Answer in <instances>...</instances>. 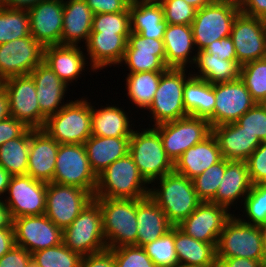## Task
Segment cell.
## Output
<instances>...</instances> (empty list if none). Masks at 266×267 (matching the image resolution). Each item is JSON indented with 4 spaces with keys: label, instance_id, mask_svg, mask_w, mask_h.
<instances>
[{
    "label": "cell",
    "instance_id": "ba28073f",
    "mask_svg": "<svg viewBox=\"0 0 266 267\" xmlns=\"http://www.w3.org/2000/svg\"><path fill=\"white\" fill-rule=\"evenodd\" d=\"M190 76L191 71L188 73L187 68H167L161 74L153 102L147 109L150 114L148 117L151 118L149 121L154 123L152 126L188 116L184 107L183 89Z\"/></svg>",
    "mask_w": 266,
    "mask_h": 267
},
{
    "label": "cell",
    "instance_id": "4316f807",
    "mask_svg": "<svg viewBox=\"0 0 266 267\" xmlns=\"http://www.w3.org/2000/svg\"><path fill=\"white\" fill-rule=\"evenodd\" d=\"M212 134L226 160L246 161L262 143L257 136L243 130L236 122L215 126Z\"/></svg>",
    "mask_w": 266,
    "mask_h": 267
},
{
    "label": "cell",
    "instance_id": "5b68a950",
    "mask_svg": "<svg viewBox=\"0 0 266 267\" xmlns=\"http://www.w3.org/2000/svg\"><path fill=\"white\" fill-rule=\"evenodd\" d=\"M234 213L219 235L217 259L239 257L266 261V249L258 226L242 222Z\"/></svg>",
    "mask_w": 266,
    "mask_h": 267
},
{
    "label": "cell",
    "instance_id": "c3c4849f",
    "mask_svg": "<svg viewBox=\"0 0 266 267\" xmlns=\"http://www.w3.org/2000/svg\"><path fill=\"white\" fill-rule=\"evenodd\" d=\"M164 12V20L173 25H191L197 9L184 0H160Z\"/></svg>",
    "mask_w": 266,
    "mask_h": 267
},
{
    "label": "cell",
    "instance_id": "5bb4252c",
    "mask_svg": "<svg viewBox=\"0 0 266 267\" xmlns=\"http://www.w3.org/2000/svg\"><path fill=\"white\" fill-rule=\"evenodd\" d=\"M46 191V182L27 174L12 176L4 198L12 219L45 214Z\"/></svg>",
    "mask_w": 266,
    "mask_h": 267
},
{
    "label": "cell",
    "instance_id": "30bf717a",
    "mask_svg": "<svg viewBox=\"0 0 266 267\" xmlns=\"http://www.w3.org/2000/svg\"><path fill=\"white\" fill-rule=\"evenodd\" d=\"M154 127L158 130L163 148L173 163L190 147L212 133L208 119L189 115Z\"/></svg>",
    "mask_w": 266,
    "mask_h": 267
},
{
    "label": "cell",
    "instance_id": "7402d4cb",
    "mask_svg": "<svg viewBox=\"0 0 266 267\" xmlns=\"http://www.w3.org/2000/svg\"><path fill=\"white\" fill-rule=\"evenodd\" d=\"M130 34L91 32L84 49L89 66L97 73L105 67H119Z\"/></svg>",
    "mask_w": 266,
    "mask_h": 267
},
{
    "label": "cell",
    "instance_id": "be15d7a7",
    "mask_svg": "<svg viewBox=\"0 0 266 267\" xmlns=\"http://www.w3.org/2000/svg\"><path fill=\"white\" fill-rule=\"evenodd\" d=\"M10 107H9V98L8 94L0 85V121L10 117Z\"/></svg>",
    "mask_w": 266,
    "mask_h": 267
},
{
    "label": "cell",
    "instance_id": "bcb514c9",
    "mask_svg": "<svg viewBox=\"0 0 266 267\" xmlns=\"http://www.w3.org/2000/svg\"><path fill=\"white\" fill-rule=\"evenodd\" d=\"M91 32L130 34L129 11L94 14Z\"/></svg>",
    "mask_w": 266,
    "mask_h": 267
},
{
    "label": "cell",
    "instance_id": "94428289",
    "mask_svg": "<svg viewBox=\"0 0 266 267\" xmlns=\"http://www.w3.org/2000/svg\"><path fill=\"white\" fill-rule=\"evenodd\" d=\"M43 0H4L1 6L15 9L29 10Z\"/></svg>",
    "mask_w": 266,
    "mask_h": 267
},
{
    "label": "cell",
    "instance_id": "a7ac6f4b",
    "mask_svg": "<svg viewBox=\"0 0 266 267\" xmlns=\"http://www.w3.org/2000/svg\"><path fill=\"white\" fill-rule=\"evenodd\" d=\"M179 267H218V266H217V263H213V264L204 265V266L188 265V266H179Z\"/></svg>",
    "mask_w": 266,
    "mask_h": 267
},
{
    "label": "cell",
    "instance_id": "e575fe53",
    "mask_svg": "<svg viewBox=\"0 0 266 267\" xmlns=\"http://www.w3.org/2000/svg\"><path fill=\"white\" fill-rule=\"evenodd\" d=\"M192 69L194 71L197 69V72L191 70L192 76L215 84L240 79L241 65L238 61L225 60L224 57H213V55L200 50L196 53Z\"/></svg>",
    "mask_w": 266,
    "mask_h": 267
},
{
    "label": "cell",
    "instance_id": "4dcf8cb0",
    "mask_svg": "<svg viewBox=\"0 0 266 267\" xmlns=\"http://www.w3.org/2000/svg\"><path fill=\"white\" fill-rule=\"evenodd\" d=\"M94 13L85 0H64L61 45L87 43L92 31Z\"/></svg>",
    "mask_w": 266,
    "mask_h": 267
},
{
    "label": "cell",
    "instance_id": "d4e9b609",
    "mask_svg": "<svg viewBox=\"0 0 266 267\" xmlns=\"http://www.w3.org/2000/svg\"><path fill=\"white\" fill-rule=\"evenodd\" d=\"M30 75L36 86V97L40 111L46 117L56 114L70 101H64L65 93L68 92V85L44 62L35 67Z\"/></svg>",
    "mask_w": 266,
    "mask_h": 267
},
{
    "label": "cell",
    "instance_id": "9a60e30c",
    "mask_svg": "<svg viewBox=\"0 0 266 267\" xmlns=\"http://www.w3.org/2000/svg\"><path fill=\"white\" fill-rule=\"evenodd\" d=\"M44 46L31 35L0 45V82L29 75L43 62Z\"/></svg>",
    "mask_w": 266,
    "mask_h": 267
},
{
    "label": "cell",
    "instance_id": "277c9868",
    "mask_svg": "<svg viewBox=\"0 0 266 267\" xmlns=\"http://www.w3.org/2000/svg\"><path fill=\"white\" fill-rule=\"evenodd\" d=\"M87 99L69 101L46 118L42 129L59 144H84L92 135L91 102Z\"/></svg>",
    "mask_w": 266,
    "mask_h": 267
},
{
    "label": "cell",
    "instance_id": "6da1fadb",
    "mask_svg": "<svg viewBox=\"0 0 266 267\" xmlns=\"http://www.w3.org/2000/svg\"><path fill=\"white\" fill-rule=\"evenodd\" d=\"M153 183L155 184H151L149 196L174 226L189 217L202 203L194 190L192 180L175 171Z\"/></svg>",
    "mask_w": 266,
    "mask_h": 267
},
{
    "label": "cell",
    "instance_id": "83f0119b",
    "mask_svg": "<svg viewBox=\"0 0 266 267\" xmlns=\"http://www.w3.org/2000/svg\"><path fill=\"white\" fill-rule=\"evenodd\" d=\"M163 42L165 64L168 68H192L197 49L191 25L168 24Z\"/></svg>",
    "mask_w": 266,
    "mask_h": 267
},
{
    "label": "cell",
    "instance_id": "816d5d0a",
    "mask_svg": "<svg viewBox=\"0 0 266 267\" xmlns=\"http://www.w3.org/2000/svg\"><path fill=\"white\" fill-rule=\"evenodd\" d=\"M0 267H32V255L26 249L14 245L0 258Z\"/></svg>",
    "mask_w": 266,
    "mask_h": 267
},
{
    "label": "cell",
    "instance_id": "7dc6e473",
    "mask_svg": "<svg viewBox=\"0 0 266 267\" xmlns=\"http://www.w3.org/2000/svg\"><path fill=\"white\" fill-rule=\"evenodd\" d=\"M111 250L114 253L115 267H156L143 247L123 245Z\"/></svg>",
    "mask_w": 266,
    "mask_h": 267
},
{
    "label": "cell",
    "instance_id": "7a4b0ae2",
    "mask_svg": "<svg viewBox=\"0 0 266 267\" xmlns=\"http://www.w3.org/2000/svg\"><path fill=\"white\" fill-rule=\"evenodd\" d=\"M150 185L141 176L128 153L97 176L94 198L142 199L149 196Z\"/></svg>",
    "mask_w": 266,
    "mask_h": 267
},
{
    "label": "cell",
    "instance_id": "03108f58",
    "mask_svg": "<svg viewBox=\"0 0 266 267\" xmlns=\"http://www.w3.org/2000/svg\"><path fill=\"white\" fill-rule=\"evenodd\" d=\"M184 1L198 10L210 4L213 0H184Z\"/></svg>",
    "mask_w": 266,
    "mask_h": 267
},
{
    "label": "cell",
    "instance_id": "d6986e66",
    "mask_svg": "<svg viewBox=\"0 0 266 267\" xmlns=\"http://www.w3.org/2000/svg\"><path fill=\"white\" fill-rule=\"evenodd\" d=\"M232 216V212L224 206L211 202H202L177 227L196 240L217 246L219 235Z\"/></svg>",
    "mask_w": 266,
    "mask_h": 267
},
{
    "label": "cell",
    "instance_id": "603a6c76",
    "mask_svg": "<svg viewBox=\"0 0 266 267\" xmlns=\"http://www.w3.org/2000/svg\"><path fill=\"white\" fill-rule=\"evenodd\" d=\"M59 143L43 129L30 128L27 175L46 183L53 182Z\"/></svg>",
    "mask_w": 266,
    "mask_h": 267
},
{
    "label": "cell",
    "instance_id": "cb8c5ba5",
    "mask_svg": "<svg viewBox=\"0 0 266 267\" xmlns=\"http://www.w3.org/2000/svg\"><path fill=\"white\" fill-rule=\"evenodd\" d=\"M81 45H49L44 47L43 62L47 64L57 76L68 86L71 83L77 82L81 74L90 68L92 72H95L89 66L86 53L83 52Z\"/></svg>",
    "mask_w": 266,
    "mask_h": 267
},
{
    "label": "cell",
    "instance_id": "ffe728a7",
    "mask_svg": "<svg viewBox=\"0 0 266 267\" xmlns=\"http://www.w3.org/2000/svg\"><path fill=\"white\" fill-rule=\"evenodd\" d=\"M129 73L146 71H165V49L163 39L144 38L138 33L130 32L123 64Z\"/></svg>",
    "mask_w": 266,
    "mask_h": 267
},
{
    "label": "cell",
    "instance_id": "11a10c76",
    "mask_svg": "<svg viewBox=\"0 0 266 267\" xmlns=\"http://www.w3.org/2000/svg\"><path fill=\"white\" fill-rule=\"evenodd\" d=\"M28 127L12 116L0 121V146L20 137Z\"/></svg>",
    "mask_w": 266,
    "mask_h": 267
},
{
    "label": "cell",
    "instance_id": "8d00e7d4",
    "mask_svg": "<svg viewBox=\"0 0 266 267\" xmlns=\"http://www.w3.org/2000/svg\"><path fill=\"white\" fill-rule=\"evenodd\" d=\"M214 84L195 76H190L183 89V101L189 116L208 119L214 113Z\"/></svg>",
    "mask_w": 266,
    "mask_h": 267
},
{
    "label": "cell",
    "instance_id": "60d3db41",
    "mask_svg": "<svg viewBox=\"0 0 266 267\" xmlns=\"http://www.w3.org/2000/svg\"><path fill=\"white\" fill-rule=\"evenodd\" d=\"M32 267H79L82 257L63 243L33 252Z\"/></svg>",
    "mask_w": 266,
    "mask_h": 267
},
{
    "label": "cell",
    "instance_id": "d590c367",
    "mask_svg": "<svg viewBox=\"0 0 266 267\" xmlns=\"http://www.w3.org/2000/svg\"><path fill=\"white\" fill-rule=\"evenodd\" d=\"M175 252L179 266H204L216 263V246L196 240L174 226Z\"/></svg>",
    "mask_w": 266,
    "mask_h": 267
},
{
    "label": "cell",
    "instance_id": "ab89813d",
    "mask_svg": "<svg viewBox=\"0 0 266 267\" xmlns=\"http://www.w3.org/2000/svg\"><path fill=\"white\" fill-rule=\"evenodd\" d=\"M28 35H31L28 11L0 6V45Z\"/></svg>",
    "mask_w": 266,
    "mask_h": 267
},
{
    "label": "cell",
    "instance_id": "f907efd6",
    "mask_svg": "<svg viewBox=\"0 0 266 267\" xmlns=\"http://www.w3.org/2000/svg\"><path fill=\"white\" fill-rule=\"evenodd\" d=\"M246 162L252 184H266V142H262Z\"/></svg>",
    "mask_w": 266,
    "mask_h": 267
},
{
    "label": "cell",
    "instance_id": "484cf974",
    "mask_svg": "<svg viewBox=\"0 0 266 267\" xmlns=\"http://www.w3.org/2000/svg\"><path fill=\"white\" fill-rule=\"evenodd\" d=\"M253 187L246 161L226 160L223 179L211 203L224 206L229 211L238 202L242 203ZM238 201V202H237Z\"/></svg>",
    "mask_w": 266,
    "mask_h": 267
},
{
    "label": "cell",
    "instance_id": "f5cc1de1",
    "mask_svg": "<svg viewBox=\"0 0 266 267\" xmlns=\"http://www.w3.org/2000/svg\"><path fill=\"white\" fill-rule=\"evenodd\" d=\"M132 0H85L94 14L129 11Z\"/></svg>",
    "mask_w": 266,
    "mask_h": 267
},
{
    "label": "cell",
    "instance_id": "6f0895ef",
    "mask_svg": "<svg viewBox=\"0 0 266 267\" xmlns=\"http://www.w3.org/2000/svg\"><path fill=\"white\" fill-rule=\"evenodd\" d=\"M242 13L260 19H266V0H239Z\"/></svg>",
    "mask_w": 266,
    "mask_h": 267
},
{
    "label": "cell",
    "instance_id": "d6a6232c",
    "mask_svg": "<svg viewBox=\"0 0 266 267\" xmlns=\"http://www.w3.org/2000/svg\"><path fill=\"white\" fill-rule=\"evenodd\" d=\"M96 108L92 103V135L114 138L131 137L136 125L134 122L132 123L133 120L129 119L128 113L122 107L119 108L117 105H109L108 103L106 106H100V109L99 107Z\"/></svg>",
    "mask_w": 266,
    "mask_h": 267
},
{
    "label": "cell",
    "instance_id": "836d02e7",
    "mask_svg": "<svg viewBox=\"0 0 266 267\" xmlns=\"http://www.w3.org/2000/svg\"><path fill=\"white\" fill-rule=\"evenodd\" d=\"M130 137H99L91 135L84 143L92 171L98 176L116 160L129 153Z\"/></svg>",
    "mask_w": 266,
    "mask_h": 267
},
{
    "label": "cell",
    "instance_id": "91938a15",
    "mask_svg": "<svg viewBox=\"0 0 266 267\" xmlns=\"http://www.w3.org/2000/svg\"><path fill=\"white\" fill-rule=\"evenodd\" d=\"M15 245L14 228L0 229V258Z\"/></svg>",
    "mask_w": 266,
    "mask_h": 267
},
{
    "label": "cell",
    "instance_id": "b9f144b4",
    "mask_svg": "<svg viewBox=\"0 0 266 267\" xmlns=\"http://www.w3.org/2000/svg\"><path fill=\"white\" fill-rule=\"evenodd\" d=\"M240 79L257 103L266 101V58L242 65Z\"/></svg>",
    "mask_w": 266,
    "mask_h": 267
},
{
    "label": "cell",
    "instance_id": "9f6ffc18",
    "mask_svg": "<svg viewBox=\"0 0 266 267\" xmlns=\"http://www.w3.org/2000/svg\"><path fill=\"white\" fill-rule=\"evenodd\" d=\"M79 267H115L114 253L106 248L82 257Z\"/></svg>",
    "mask_w": 266,
    "mask_h": 267
},
{
    "label": "cell",
    "instance_id": "f6af8a7d",
    "mask_svg": "<svg viewBox=\"0 0 266 267\" xmlns=\"http://www.w3.org/2000/svg\"><path fill=\"white\" fill-rule=\"evenodd\" d=\"M226 159L210 166L203 173L192 179L194 190L202 202H210L218 190L219 184L224 177Z\"/></svg>",
    "mask_w": 266,
    "mask_h": 267
},
{
    "label": "cell",
    "instance_id": "e7e4bbea",
    "mask_svg": "<svg viewBox=\"0 0 266 267\" xmlns=\"http://www.w3.org/2000/svg\"><path fill=\"white\" fill-rule=\"evenodd\" d=\"M11 177L12 175L0 166V199L5 198Z\"/></svg>",
    "mask_w": 266,
    "mask_h": 267
},
{
    "label": "cell",
    "instance_id": "8992f818",
    "mask_svg": "<svg viewBox=\"0 0 266 267\" xmlns=\"http://www.w3.org/2000/svg\"><path fill=\"white\" fill-rule=\"evenodd\" d=\"M94 199L102 211L107 248L134 245L137 241L136 199Z\"/></svg>",
    "mask_w": 266,
    "mask_h": 267
},
{
    "label": "cell",
    "instance_id": "9c48e42d",
    "mask_svg": "<svg viewBox=\"0 0 266 267\" xmlns=\"http://www.w3.org/2000/svg\"><path fill=\"white\" fill-rule=\"evenodd\" d=\"M62 243L81 257L107 248L103 234L102 211L95 199L63 229Z\"/></svg>",
    "mask_w": 266,
    "mask_h": 267
},
{
    "label": "cell",
    "instance_id": "680465c9",
    "mask_svg": "<svg viewBox=\"0 0 266 267\" xmlns=\"http://www.w3.org/2000/svg\"><path fill=\"white\" fill-rule=\"evenodd\" d=\"M218 267H264L266 261H254L247 258H227V259H217Z\"/></svg>",
    "mask_w": 266,
    "mask_h": 267
},
{
    "label": "cell",
    "instance_id": "2e32d148",
    "mask_svg": "<svg viewBox=\"0 0 266 267\" xmlns=\"http://www.w3.org/2000/svg\"><path fill=\"white\" fill-rule=\"evenodd\" d=\"M230 37L233 40L238 63L266 58V26L264 19L242 13L237 14Z\"/></svg>",
    "mask_w": 266,
    "mask_h": 267
},
{
    "label": "cell",
    "instance_id": "44dd1931",
    "mask_svg": "<svg viewBox=\"0 0 266 267\" xmlns=\"http://www.w3.org/2000/svg\"><path fill=\"white\" fill-rule=\"evenodd\" d=\"M64 0H43L27 10L31 36L44 47L61 45Z\"/></svg>",
    "mask_w": 266,
    "mask_h": 267
},
{
    "label": "cell",
    "instance_id": "003e7915",
    "mask_svg": "<svg viewBox=\"0 0 266 267\" xmlns=\"http://www.w3.org/2000/svg\"><path fill=\"white\" fill-rule=\"evenodd\" d=\"M258 228L260 230L263 244H264V247L266 249V222L258 225Z\"/></svg>",
    "mask_w": 266,
    "mask_h": 267
},
{
    "label": "cell",
    "instance_id": "1f68e13d",
    "mask_svg": "<svg viewBox=\"0 0 266 267\" xmlns=\"http://www.w3.org/2000/svg\"><path fill=\"white\" fill-rule=\"evenodd\" d=\"M130 30L144 38L163 39L168 23L159 1L132 0L129 5Z\"/></svg>",
    "mask_w": 266,
    "mask_h": 267
},
{
    "label": "cell",
    "instance_id": "681fc988",
    "mask_svg": "<svg viewBox=\"0 0 266 267\" xmlns=\"http://www.w3.org/2000/svg\"><path fill=\"white\" fill-rule=\"evenodd\" d=\"M236 123L243 130L266 142V109L262 103H256Z\"/></svg>",
    "mask_w": 266,
    "mask_h": 267
},
{
    "label": "cell",
    "instance_id": "f35d334b",
    "mask_svg": "<svg viewBox=\"0 0 266 267\" xmlns=\"http://www.w3.org/2000/svg\"><path fill=\"white\" fill-rule=\"evenodd\" d=\"M30 144V128L20 137L9 140L0 146V166L9 174L26 175Z\"/></svg>",
    "mask_w": 266,
    "mask_h": 267
},
{
    "label": "cell",
    "instance_id": "4fadbf2b",
    "mask_svg": "<svg viewBox=\"0 0 266 267\" xmlns=\"http://www.w3.org/2000/svg\"><path fill=\"white\" fill-rule=\"evenodd\" d=\"M94 195L82 188L47 183L45 215L60 229L68 227Z\"/></svg>",
    "mask_w": 266,
    "mask_h": 267
},
{
    "label": "cell",
    "instance_id": "2644e50d",
    "mask_svg": "<svg viewBox=\"0 0 266 267\" xmlns=\"http://www.w3.org/2000/svg\"><path fill=\"white\" fill-rule=\"evenodd\" d=\"M4 0H0V6L3 4Z\"/></svg>",
    "mask_w": 266,
    "mask_h": 267
},
{
    "label": "cell",
    "instance_id": "74e56055",
    "mask_svg": "<svg viewBox=\"0 0 266 267\" xmlns=\"http://www.w3.org/2000/svg\"><path fill=\"white\" fill-rule=\"evenodd\" d=\"M164 71H144L127 73L125 89L128 99L135 108L144 111L152 104L155 92L158 89L161 74Z\"/></svg>",
    "mask_w": 266,
    "mask_h": 267
},
{
    "label": "cell",
    "instance_id": "f546056e",
    "mask_svg": "<svg viewBox=\"0 0 266 267\" xmlns=\"http://www.w3.org/2000/svg\"><path fill=\"white\" fill-rule=\"evenodd\" d=\"M223 159L215 136L211 133L203 141L190 147L174 163V171L190 180Z\"/></svg>",
    "mask_w": 266,
    "mask_h": 267
},
{
    "label": "cell",
    "instance_id": "89a4df30",
    "mask_svg": "<svg viewBox=\"0 0 266 267\" xmlns=\"http://www.w3.org/2000/svg\"><path fill=\"white\" fill-rule=\"evenodd\" d=\"M262 104L264 105V107L266 109V101L262 102Z\"/></svg>",
    "mask_w": 266,
    "mask_h": 267
},
{
    "label": "cell",
    "instance_id": "ee69618b",
    "mask_svg": "<svg viewBox=\"0 0 266 267\" xmlns=\"http://www.w3.org/2000/svg\"><path fill=\"white\" fill-rule=\"evenodd\" d=\"M156 267H179L175 252L174 226L170 231L143 246Z\"/></svg>",
    "mask_w": 266,
    "mask_h": 267
},
{
    "label": "cell",
    "instance_id": "e0dca14e",
    "mask_svg": "<svg viewBox=\"0 0 266 267\" xmlns=\"http://www.w3.org/2000/svg\"><path fill=\"white\" fill-rule=\"evenodd\" d=\"M214 113L208 118L211 127L236 122L257 102L241 79L214 84Z\"/></svg>",
    "mask_w": 266,
    "mask_h": 267
},
{
    "label": "cell",
    "instance_id": "ac0fdd59",
    "mask_svg": "<svg viewBox=\"0 0 266 267\" xmlns=\"http://www.w3.org/2000/svg\"><path fill=\"white\" fill-rule=\"evenodd\" d=\"M15 245L33 253L62 243L63 230L45 214L13 219Z\"/></svg>",
    "mask_w": 266,
    "mask_h": 267
},
{
    "label": "cell",
    "instance_id": "8fae6325",
    "mask_svg": "<svg viewBox=\"0 0 266 267\" xmlns=\"http://www.w3.org/2000/svg\"><path fill=\"white\" fill-rule=\"evenodd\" d=\"M53 182L82 188L94 195L97 176L90 167L84 144H59Z\"/></svg>",
    "mask_w": 266,
    "mask_h": 267
},
{
    "label": "cell",
    "instance_id": "7c38bea8",
    "mask_svg": "<svg viewBox=\"0 0 266 267\" xmlns=\"http://www.w3.org/2000/svg\"><path fill=\"white\" fill-rule=\"evenodd\" d=\"M1 85L8 94L10 115L28 128L42 129L47 117L40 111L32 76H14Z\"/></svg>",
    "mask_w": 266,
    "mask_h": 267
},
{
    "label": "cell",
    "instance_id": "f1b7e54d",
    "mask_svg": "<svg viewBox=\"0 0 266 267\" xmlns=\"http://www.w3.org/2000/svg\"><path fill=\"white\" fill-rule=\"evenodd\" d=\"M136 217L137 241L134 245L139 247L157 240L174 226L150 196L136 199Z\"/></svg>",
    "mask_w": 266,
    "mask_h": 267
},
{
    "label": "cell",
    "instance_id": "6125c7cd",
    "mask_svg": "<svg viewBox=\"0 0 266 267\" xmlns=\"http://www.w3.org/2000/svg\"><path fill=\"white\" fill-rule=\"evenodd\" d=\"M13 228V219L8 206L0 199V229Z\"/></svg>",
    "mask_w": 266,
    "mask_h": 267
},
{
    "label": "cell",
    "instance_id": "3957f363",
    "mask_svg": "<svg viewBox=\"0 0 266 267\" xmlns=\"http://www.w3.org/2000/svg\"><path fill=\"white\" fill-rule=\"evenodd\" d=\"M149 128L134 129L129 141V154L141 176L150 185L164 175L174 171V163L167 156L158 130ZM141 131V132H140Z\"/></svg>",
    "mask_w": 266,
    "mask_h": 267
},
{
    "label": "cell",
    "instance_id": "7bdbcfd3",
    "mask_svg": "<svg viewBox=\"0 0 266 267\" xmlns=\"http://www.w3.org/2000/svg\"><path fill=\"white\" fill-rule=\"evenodd\" d=\"M243 214L236 215L242 222L260 225L266 222V184H255L244 198ZM244 217V218H242Z\"/></svg>",
    "mask_w": 266,
    "mask_h": 267
},
{
    "label": "cell",
    "instance_id": "db71d44e",
    "mask_svg": "<svg viewBox=\"0 0 266 267\" xmlns=\"http://www.w3.org/2000/svg\"><path fill=\"white\" fill-rule=\"evenodd\" d=\"M213 57H224L225 60L237 61L235 47L230 36L215 40L203 50Z\"/></svg>",
    "mask_w": 266,
    "mask_h": 267
},
{
    "label": "cell",
    "instance_id": "52a82bcc",
    "mask_svg": "<svg viewBox=\"0 0 266 267\" xmlns=\"http://www.w3.org/2000/svg\"><path fill=\"white\" fill-rule=\"evenodd\" d=\"M239 12V3L235 0H213L198 9L191 24L197 51L204 50L215 40L230 36Z\"/></svg>",
    "mask_w": 266,
    "mask_h": 267
}]
</instances>
